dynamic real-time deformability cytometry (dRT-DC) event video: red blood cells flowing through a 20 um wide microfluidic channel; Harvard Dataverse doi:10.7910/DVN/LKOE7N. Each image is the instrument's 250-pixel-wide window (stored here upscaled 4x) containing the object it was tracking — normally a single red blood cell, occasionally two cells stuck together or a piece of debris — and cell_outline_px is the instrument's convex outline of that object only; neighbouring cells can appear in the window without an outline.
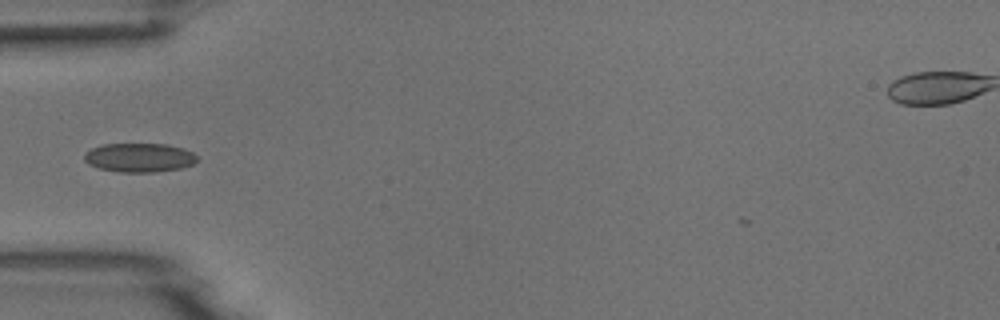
{"species": "common noctule bat (a hibernating species)", "species_latin": "Nyctalus noctula", "temperature_condition": "room temperature", "stored_images_in_passage": 37, "camera_frame_rate_fps": 3000, "um_per_image_px": 0.085, "animal": {"sex": "male", "body_mass_g": 18.8}, "frame": {"image": 1, "passage_image": 1, "time_ms": 0.0, "image_size_px": [1000, 320], "cell_outline_px": [[196, 160], [192, 164], [180, 168], [156, 172], [116, 172], [100, 168], [88, 164], [84, 160], [84, 152], [100, 144], [168, 144], [184, 148], [192, 152], [196, 156]], "centroid_in_image_um": [11.81, 13.39], "position_along_channel_um": 73.2, "area_um2": 19.13}}
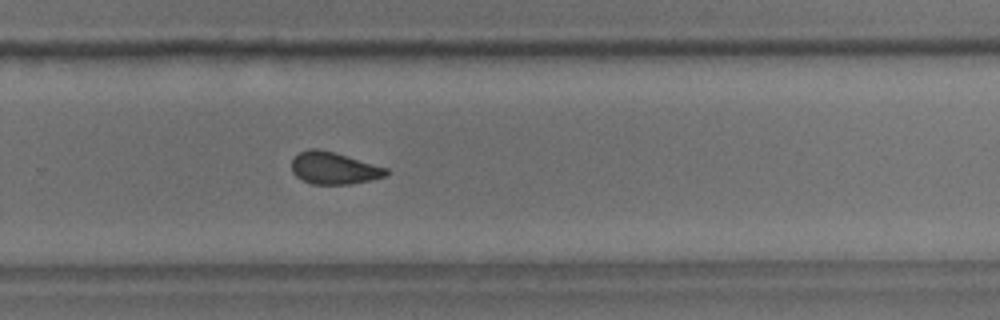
{"frame": {"image": 2, "passage_image": 19, "time_ms": 6.0, "image_size_px": [1000, 320], "cell_outline_px": [[388, 176], [372, 180], [348, 184], [312, 184], [296, 176], [292, 172], [292, 160], [300, 152], [312, 148], [316, 148], [336, 152], [388, 168]], "centroid_in_image_um": [28.42, 14.29], "position_along_channel_um": 301.4, "area_um2": 17.74}}
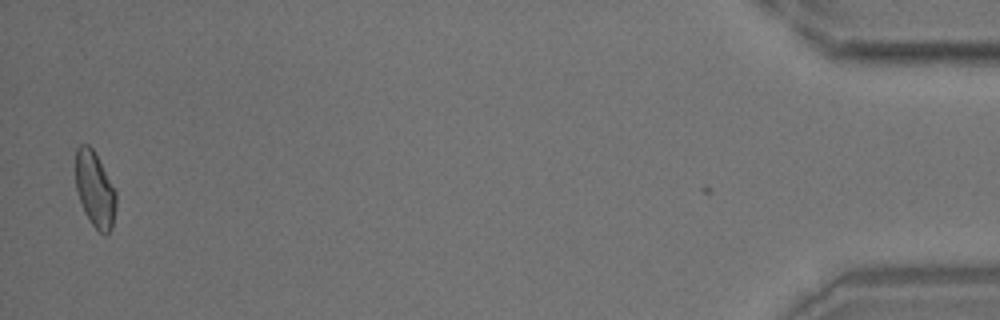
{"frame": {"image": 3, "passage_image": 36, "time_ms": 11.667, "image_size_px": [1000, 320], "cell_outline_px": [[116, 208], [112, 228], [104, 236], [92, 224], [84, 212], [76, 192], [76, 148], [80, 144], [88, 144], [92, 148], [116, 192]], "centroid_in_image_um": [8.06, 16.13], "position_along_channel_um": 427.1, "area_um2": 17.69}}